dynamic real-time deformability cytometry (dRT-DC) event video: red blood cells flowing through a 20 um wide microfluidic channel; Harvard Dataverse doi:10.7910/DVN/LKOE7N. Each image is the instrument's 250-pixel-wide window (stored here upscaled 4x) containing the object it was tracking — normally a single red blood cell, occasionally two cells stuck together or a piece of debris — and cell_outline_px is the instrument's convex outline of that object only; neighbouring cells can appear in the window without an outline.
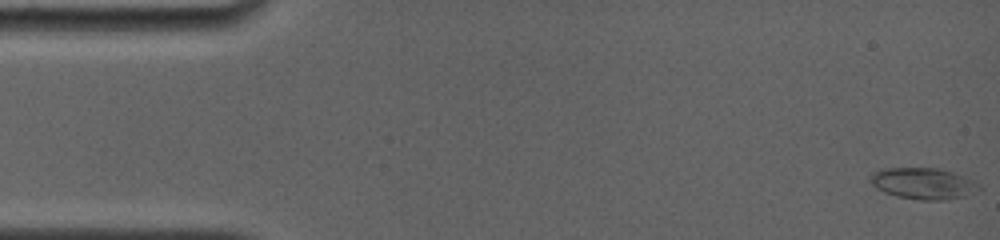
{"species": "common noctule bat (a hibernating species)", "species_latin": "Nyctalus noctula", "temperature_condition": "room temperature", "stored_images_in_passage": 41, "camera_frame_rate_fps": 4000, "um_per_image_px": 0.085, "animal": {"sex": "female", "body_mass_g": 19.0, "forearm_length_mm": 56.7}, "frame": {"image": 1, "passage_image": 1, "time_ms": 0.0, "image_size_px": [1000, 240], "cell_outline_px": [[980, 192], [964, 196], [944, 200], [920, 200], [896, 196], [884, 192], [876, 188], [872, 184], [868, 176], [880, 168], [936, 168], [952, 172], [964, 176], [980, 184]], "centroid_in_image_um": [78.48, 15.6], "position_along_channel_um": 6.5, "area_um2": 20.0}}
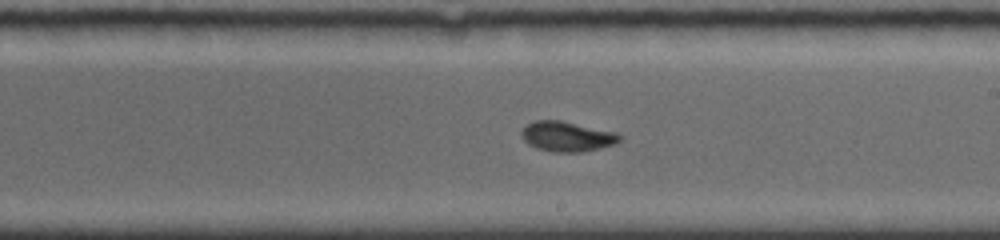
{"frame": {"image": 2, "passage_image": 24, "time_ms": 9.5, "image_size_px": [1000, 240], "cell_outline_px": [[624, 136], [616, 144], [600, 148], [580, 152], [552, 152], [536, 148], [528, 144], [520, 136], [520, 132], [528, 124], [536, 120], [560, 120], [616, 132]], "centroid_in_image_um": [48.21, 11.6], "position_along_channel_um": 240.8, "area_um2": 17.28}}
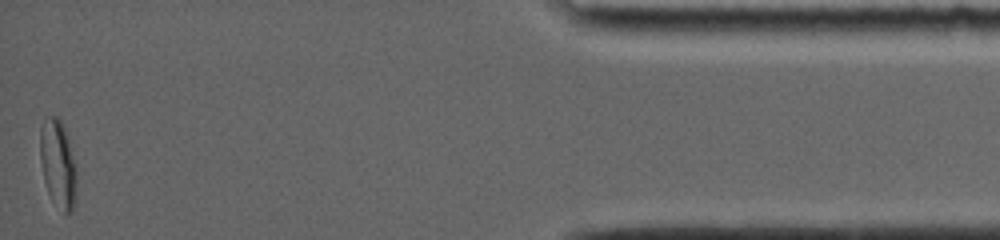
{"frame": {"image": 3, "passage_image": 41, "time_ms": 16.25, "image_size_px": [1000, 240], "cell_outline_px": [[76, 184], [72, 212], [64, 212], [52, 200], [48, 192], [44, 180], [40, 160], [40, 128], [44, 116], [56, 116], [64, 124], [68, 136], [76, 168]], "centroid_in_image_um": [4.91, 13.85], "position_along_channel_um": 430.3, "area_um2": 18.73}, "authors_computed_cell_mechanics": {"area_um2": 17.1666, "velocity_mm_per_s": 3.8154, "shape_relaxation_time_tau1_ms": 4.8246, "shape_relaxation_time_tau2_ms": 1.5652, "deformation_change_tau1": 0.1609, "deformation_change_tau2": 0.0357}}